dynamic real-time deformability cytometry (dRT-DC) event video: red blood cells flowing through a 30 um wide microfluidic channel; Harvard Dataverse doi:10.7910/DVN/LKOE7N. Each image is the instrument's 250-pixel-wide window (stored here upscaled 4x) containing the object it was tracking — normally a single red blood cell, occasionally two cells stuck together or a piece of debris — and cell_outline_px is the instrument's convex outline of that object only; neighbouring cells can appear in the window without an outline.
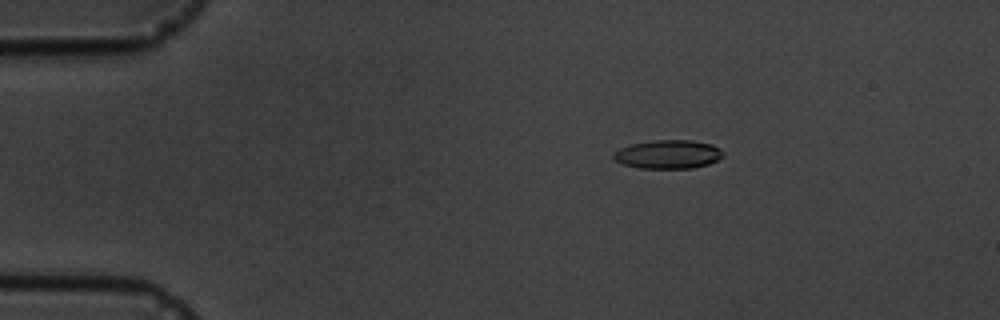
{"species": "common noctule bat (a hibernating species)", "species_latin": "Nyctalus noctula", "temperature_condition": "cold", "stored_images_in_passage": 5, "camera_frame_rate_fps": 3000, "um_per_image_px": 0.085, "animal": {"sex": "male", "body_mass_g": 19.5, "forearm_length_mm": 54.6}, "frame": {"image": 1, "passage_image": 3, "time_ms": 2.333, "image_size_px": [1000, 320], "cell_outline_px": [[724, 156], [708, 164], [692, 168], [640, 168], [624, 164], [612, 160], [612, 152], [620, 148], [632, 144], [652, 140], [692, 140], [712, 144], [720, 148], [724, 152]], "centroid_in_image_um": [56.78, 13.11], "position_along_channel_um": 28.2, "area_um2": 18.44}}